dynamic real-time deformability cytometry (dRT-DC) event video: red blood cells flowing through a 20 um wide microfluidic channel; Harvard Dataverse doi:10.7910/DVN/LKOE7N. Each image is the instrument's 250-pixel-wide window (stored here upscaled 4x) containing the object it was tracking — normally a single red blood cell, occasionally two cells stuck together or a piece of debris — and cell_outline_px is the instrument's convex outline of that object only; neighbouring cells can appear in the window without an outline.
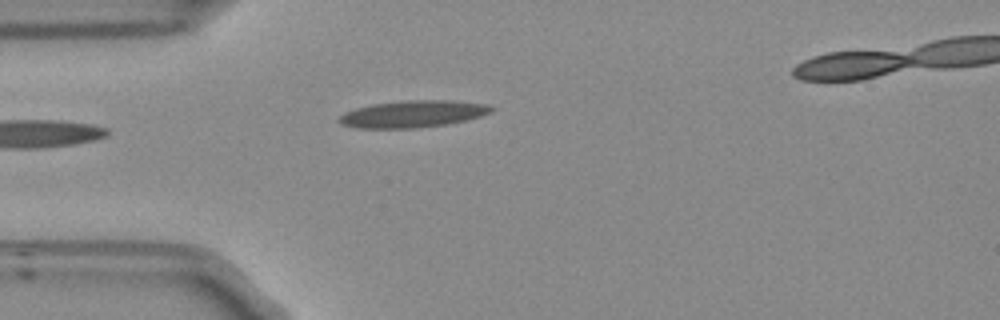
{"species": "Egyptian fruit bat (a non-hibernating species)", "species_latin": "Rousettus aegyptiacus", "temperature_condition": "room temperature", "stored_images_in_passage": 22, "camera_frame_rate_fps": 3000, "um_per_image_px": 0.085, "frame": {"image": 1, "passage_image": 1, "time_ms": 0.0, "image_size_px": [1000, 320], "cell_outline_px": [[496, 108], [492, 112], [480, 116], [448, 124], [416, 128], [356, 128], [340, 124], [336, 120], [344, 112], [356, 108], [372, 104], [404, 100], [452, 100], [488, 104]], "centroid_in_image_um": [35.09, 9.68], "position_along_channel_um": 49.9, "area_um2": 24.1}}